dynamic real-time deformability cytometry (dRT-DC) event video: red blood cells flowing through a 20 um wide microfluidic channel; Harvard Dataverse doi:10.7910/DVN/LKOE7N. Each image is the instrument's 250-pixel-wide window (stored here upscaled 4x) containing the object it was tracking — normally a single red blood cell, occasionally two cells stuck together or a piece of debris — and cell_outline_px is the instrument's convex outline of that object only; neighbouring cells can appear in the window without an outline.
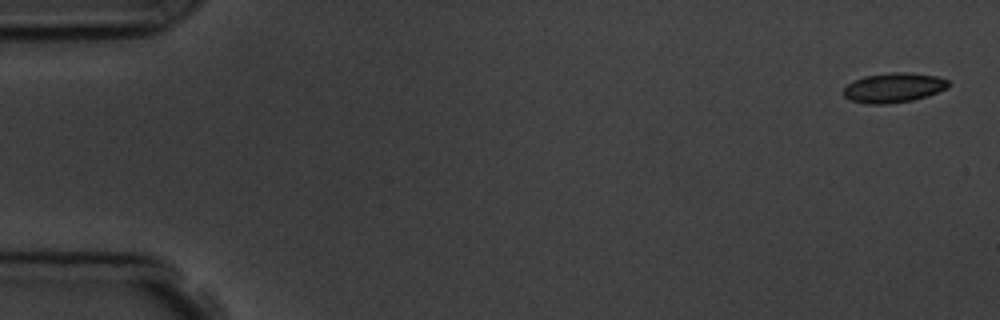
{"species": "common noctule bat (a hibernating species)", "species_latin": "Nyctalus noctula", "temperature_condition": "room temperature", "stored_images_in_passage": 5, "camera_frame_rate_fps": 3000, "um_per_image_px": 0.085, "animal": {"sex": "male", "body_mass_g": 19.5, "forearm_length_mm": 54.6}, "frame": {"image": 1, "passage_image": 1, "time_ms": 0.0, "image_size_px": [1000, 320], "cell_outline_px": [[948, 88], [928, 96], [912, 100], [888, 104], [868, 104], [852, 100], [844, 96], [844, 88], [852, 80], [864, 76], [892, 72], [908, 72], [936, 76], [948, 80]], "centroid_in_image_um": [75.96, 7.45], "position_along_channel_um": 9.0, "area_um2": 18.15}}
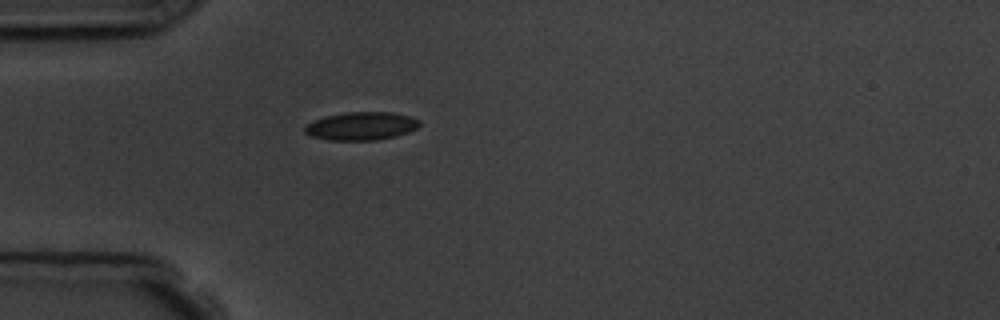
{"frame": {"image": 2, "passage_image": 5, "time_ms": 4.667, "image_size_px": [1000, 320], "cell_outline_px": [[420, 124], [416, 128], [408, 132], [396, 136], [376, 140], [328, 140], [312, 136], [304, 132], [304, 124], [312, 120], [344, 112], [392, 112], [408, 116], [420, 120]], "centroid_in_image_um": [30.68, 10.71], "position_along_channel_um": 54.3, "area_um2": 18.84}}